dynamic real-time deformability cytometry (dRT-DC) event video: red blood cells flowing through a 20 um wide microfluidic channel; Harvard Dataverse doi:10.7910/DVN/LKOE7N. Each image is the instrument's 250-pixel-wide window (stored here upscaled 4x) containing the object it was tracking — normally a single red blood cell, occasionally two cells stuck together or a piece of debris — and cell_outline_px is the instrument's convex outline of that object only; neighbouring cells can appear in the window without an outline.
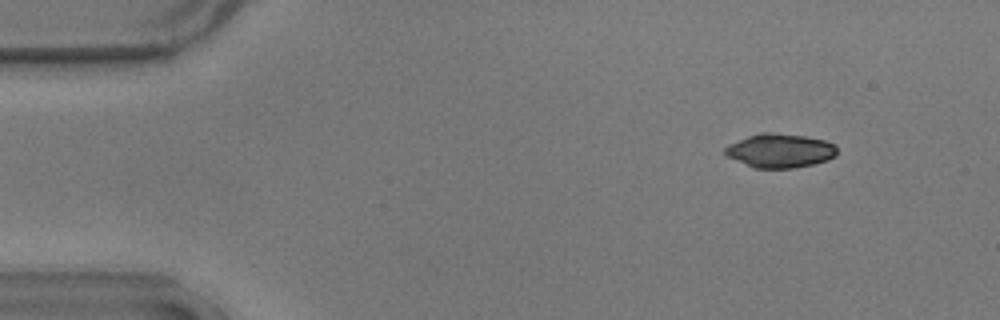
{"species": "common noctule bat (a hibernating species)", "species_latin": "Nyctalus noctula", "temperature_condition": "warm", "stored_images_in_passage": 55, "camera_frame_rate_fps": 3000, "um_per_image_px": 0.085, "animal": {"sex": "male", "body_mass_g": 17.9}, "frame": {"image": 1, "passage_image": 6, "time_ms": 1.667, "image_size_px": [1000, 320], "cell_outline_px": [[836, 156], [828, 160], [812, 164], [792, 168], [752, 168], [724, 156], [724, 148], [728, 144], [748, 136], [760, 132], [768, 132], [804, 136], [824, 140], [836, 144]], "centroid_in_image_um": [66.25, 12.81], "position_along_channel_um": 18.7, "area_um2": 22.37}}
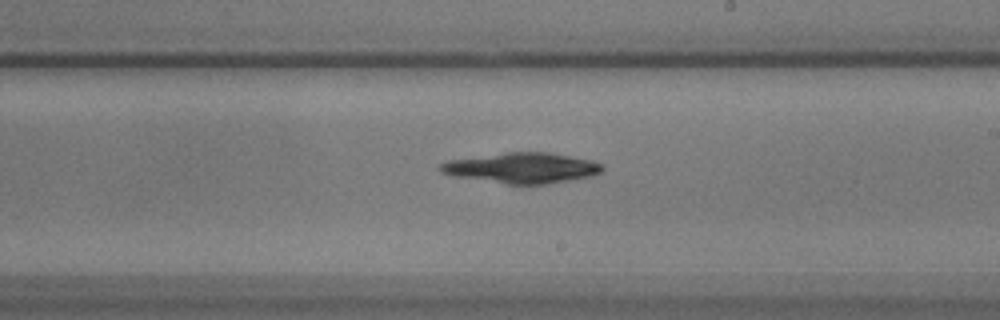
{"frame": {"image": 2, "passage_image": 32, "time_ms": 10.333, "image_size_px": [1000, 320], "cell_outline_px": [[604, 168], [600, 172], [592, 176], [548, 184], [508, 184], [452, 176], [440, 172], [436, 168], [440, 164], [448, 160], [504, 152], [548, 152], [592, 160], [604, 164]], "centroid_in_image_um": [44.35, 14.27], "position_along_channel_um": 244.7, "area_um2": 28.96}}
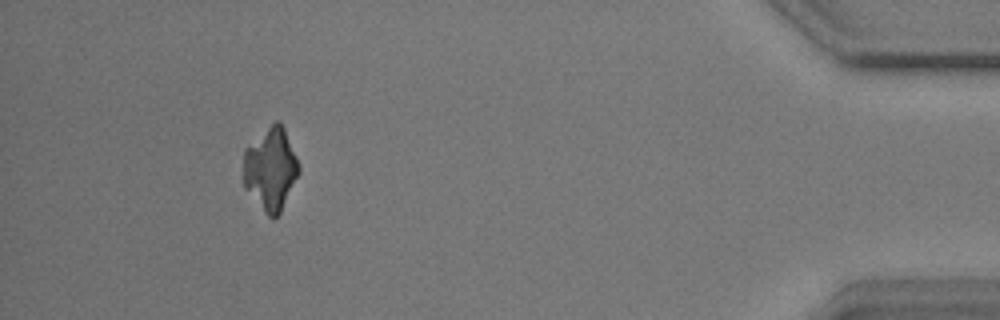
{"frame": {"image": 3, "passage_image": 51, "time_ms": 16.667, "image_size_px": [1000, 320], "cell_outline_px": [[300, 172], [280, 212], [272, 220], [264, 212], [244, 188], [244, 148], [276, 120], [280, 120], [284, 128], [296, 156], [300, 168]], "centroid_in_image_um": [23.0, 14.37], "position_along_channel_um": 412.2, "area_um2": 26.59}, "authors_computed_cell_mechanics": {"area_um2": 27.8018, "velocity_mm_per_s": 3.6191, "shape_relaxation_time_tau1_ms": 4.4879, "shape_relaxation_time_tau2_ms": null, "deformation_change_tau1": 0.1607, "deformation_change_tau2": null}}